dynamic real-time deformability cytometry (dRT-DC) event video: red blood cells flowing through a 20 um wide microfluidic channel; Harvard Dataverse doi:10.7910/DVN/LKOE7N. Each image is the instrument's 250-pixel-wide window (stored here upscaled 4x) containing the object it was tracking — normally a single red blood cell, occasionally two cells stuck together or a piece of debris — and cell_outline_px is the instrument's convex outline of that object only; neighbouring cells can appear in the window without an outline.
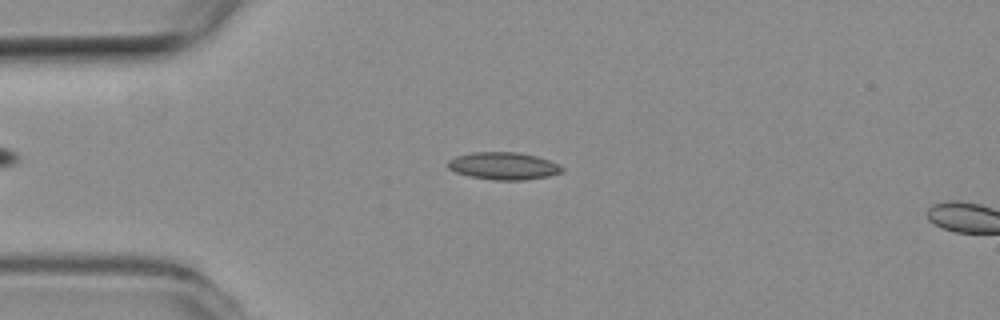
{"species": "common noctule bat (a hibernating species)", "species_latin": "Nyctalus noctula", "temperature_condition": "room temperature", "stored_images_in_passage": 13, "camera_frame_rate_fps": 3000, "um_per_image_px": 0.085, "animal": {"sex": "female", "body_mass_g": 19.3, "forearm_length_mm": 54.1}, "frame": {"image": 1, "passage_image": 11, "time_ms": 3.333, "image_size_px": [1000, 320], "cell_outline_px": [[564, 168], [560, 172], [548, 176], [524, 180], [496, 180], [472, 176], [456, 172], [448, 168], [448, 160], [456, 156], [472, 152], [516, 152], [536, 156], [560, 164]], "centroid_in_image_um": [42.8, 14.1], "position_along_channel_um": 42.2, "area_um2": 18.03}}